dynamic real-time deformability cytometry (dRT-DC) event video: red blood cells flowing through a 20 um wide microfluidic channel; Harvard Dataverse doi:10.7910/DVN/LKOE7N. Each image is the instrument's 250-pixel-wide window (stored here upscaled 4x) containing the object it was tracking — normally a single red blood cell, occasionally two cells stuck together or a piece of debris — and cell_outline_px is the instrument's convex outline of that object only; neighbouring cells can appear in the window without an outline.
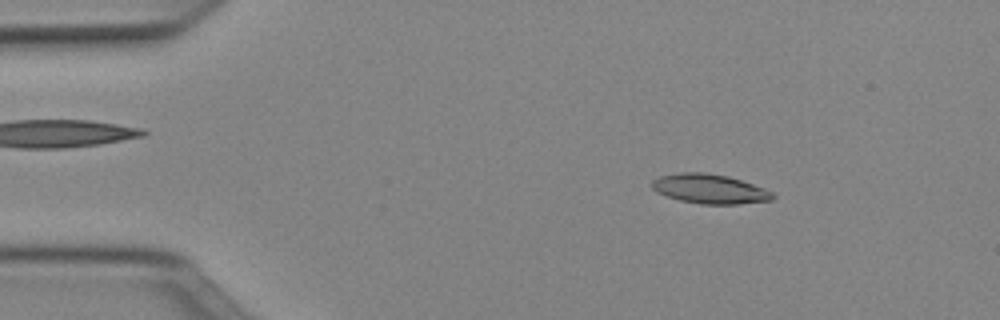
{"species": "Egyptian fruit bat (a non-hibernating species)", "species_latin": "Rousettus aegyptiacus", "temperature_condition": "cold", "stored_images_in_passage": 50, "camera_frame_rate_fps": 3000, "um_per_image_px": 0.085, "animal": {"sex": "female"}, "frame": {"image": 1, "passage_image": 7, "time_ms": 2.0, "image_size_px": [1000, 320], "cell_outline_px": [[776, 196], [772, 200], [736, 204], [700, 204], [680, 200], [656, 192], [652, 188], [652, 180], [660, 176], [680, 172], [704, 172], [728, 176], [764, 188], [772, 192]], "centroid_in_image_um": [60.32, 16.05], "position_along_channel_um": 24.7, "area_um2": 20.63}}
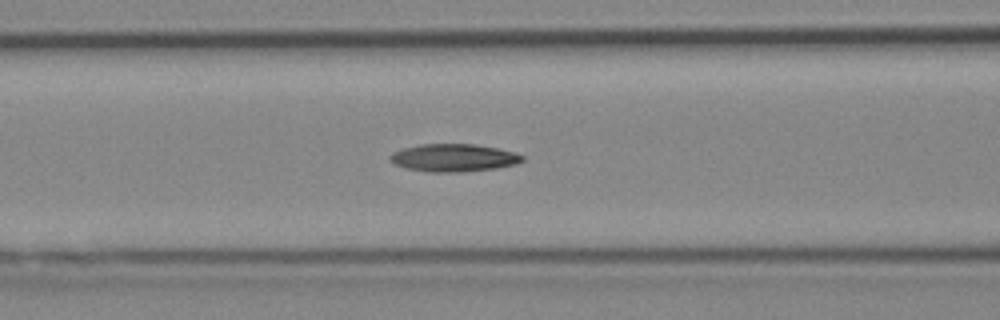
{"frame": {"image": 2, "passage_image": 20, "time_ms": 6.333, "image_size_px": [1000, 320], "cell_outline_px": [[524, 160], [516, 164], [496, 168], [460, 172], [428, 172], [404, 168], [388, 160], [388, 156], [392, 152], [404, 148], [420, 144], [476, 144], [516, 152], [524, 156]], "centroid_in_image_um": [38.54, 13.41], "position_along_channel_um": 128.1, "area_um2": 21.5}}
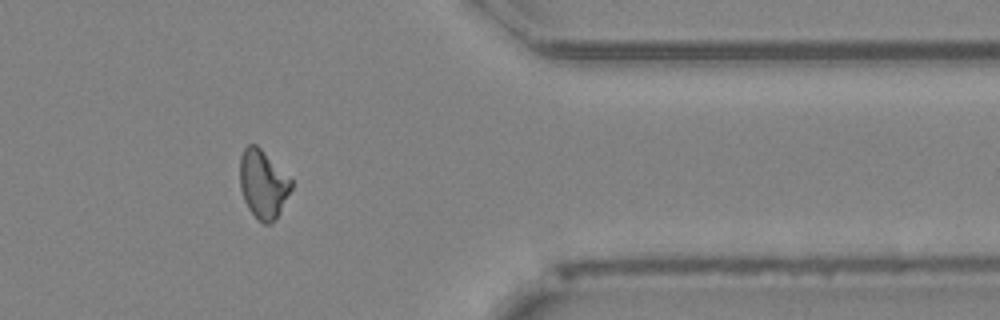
{"frame": {"image": 3, "passage_image": 41, "time_ms": 13.333, "image_size_px": [1000, 320], "cell_outline_px": [[292, 188], [272, 224], [264, 224], [248, 208], [244, 200], [240, 188], [240, 156], [244, 148], [248, 144], [256, 144], [292, 180]], "centroid_in_image_um": [22.34, 15.63], "position_along_channel_um": 389.1, "area_um2": 20.11}, "authors_computed_cell_mechanics": {"area_um2": 20.6057, "velocity_mm_per_s": 3.9877, "shape_relaxation_time_tau1_ms": 7.1541, "shape_relaxation_time_tau2_ms": 4.296, "deformation_change_tau1": 0.1798, "deformation_change_tau2": 0.1098}}